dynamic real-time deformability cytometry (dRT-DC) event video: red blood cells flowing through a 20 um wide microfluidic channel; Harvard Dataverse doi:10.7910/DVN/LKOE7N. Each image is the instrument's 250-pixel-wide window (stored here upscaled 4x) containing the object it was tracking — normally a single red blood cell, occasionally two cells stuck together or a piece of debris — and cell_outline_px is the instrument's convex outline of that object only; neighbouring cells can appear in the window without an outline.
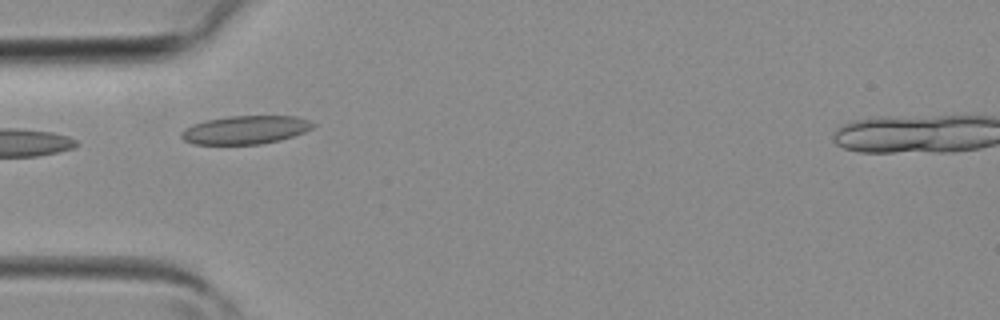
{"species": "common noctule bat (a hibernating species)", "species_latin": "Nyctalus noctula", "temperature_condition": "room temperature", "stored_images_in_passage": 3, "camera_frame_rate_fps": 3000, "um_per_image_px": 0.085, "animal": {"sex": "female", "body_mass_g": 19.3, "forearm_length_mm": 54.1}, "frame": {"image": 1, "passage_image": 2, "time_ms": 0.333, "image_size_px": [1000, 320], "cell_outline_px": [[316, 124], [312, 128], [304, 132], [280, 140], [260, 144], [192, 144], [184, 140], [180, 136], [180, 132], [184, 128], [192, 124], [208, 120], [228, 116], [296, 116], [308, 120]], "centroid_in_image_um": [20.84, 11.04], "position_along_channel_um": 64.2, "area_um2": 21.73}}
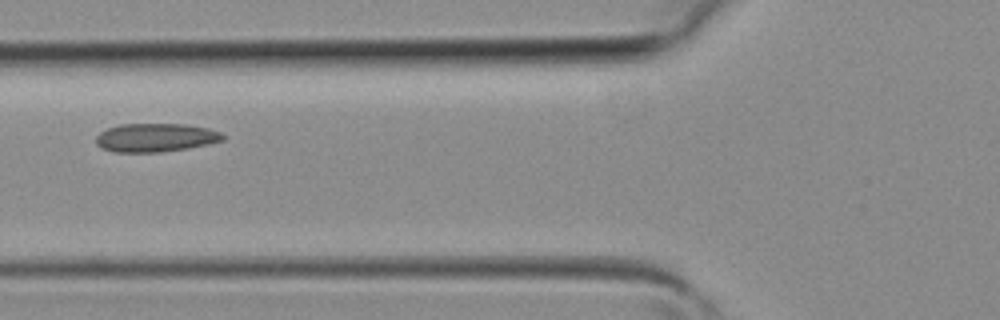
{"frame": {"image": 2, "passage_image": 3, "time_ms": 0.667, "image_size_px": [1000, 320], "cell_outline_px": [[224, 140], [208, 144], [188, 148], [160, 152], [112, 152], [100, 148], [96, 144], [96, 136], [100, 132], [108, 128], [120, 124], [184, 124], [208, 128], [220, 132], [224, 136]], "centroid_in_image_um": [13.2, 11.7], "position_along_channel_um": 112.6, "area_um2": 21.15}}